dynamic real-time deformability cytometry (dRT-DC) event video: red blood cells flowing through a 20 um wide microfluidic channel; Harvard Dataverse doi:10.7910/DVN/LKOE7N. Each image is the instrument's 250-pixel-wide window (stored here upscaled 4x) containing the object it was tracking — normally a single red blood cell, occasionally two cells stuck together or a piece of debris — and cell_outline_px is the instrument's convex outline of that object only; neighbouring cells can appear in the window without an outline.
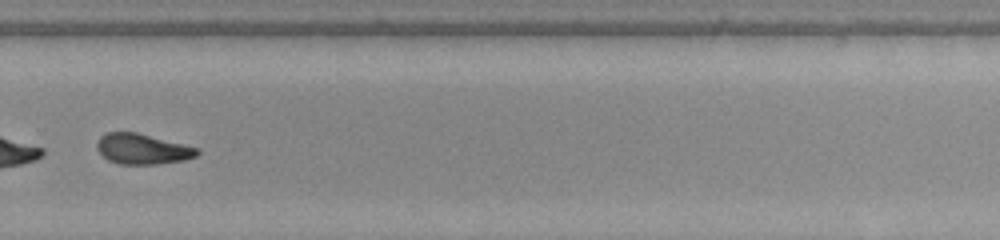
{"species": "common noctule bat (a hibernating species)", "species_latin": "Nyctalus noctula", "temperature_condition": "warm", "stored_images_in_passage": 50, "segment_of_instrument_passage": [2, 2], "camera_frame_rate_fps": 3000, "um_per_image_px": 0.085, "animal": {"sex": "female", "body_mass_g": 22.0, "forearm_length_mm": 56.7}, "frame": {"image": 1, "passage_image": 35, "time_ms": 11.333, "image_size_px": [1000, 240], "cell_outline_px": [[200, 152], [196, 156], [184, 160], [156, 164], [120, 164], [108, 160], [96, 148], [96, 144], [100, 136], [108, 132], [136, 132], [184, 144], [196, 148]], "centroid_in_image_um": [12.09, 12.66], "position_along_channel_um": 317.7, "area_um2": 17.63}}